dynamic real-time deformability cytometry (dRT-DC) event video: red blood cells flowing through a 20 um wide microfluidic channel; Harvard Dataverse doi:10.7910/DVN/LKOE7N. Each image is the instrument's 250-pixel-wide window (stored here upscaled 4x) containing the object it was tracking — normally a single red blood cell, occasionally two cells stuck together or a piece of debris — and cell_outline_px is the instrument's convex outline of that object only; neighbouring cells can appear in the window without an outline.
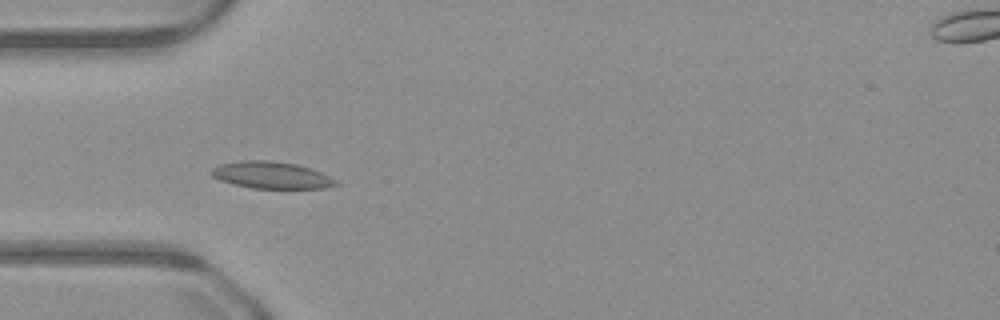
{"species": "common noctule bat (a hibernating species)", "species_latin": "Nyctalus noctula", "temperature_condition": "warm", "stored_images_in_passage": 50, "camera_frame_rate_fps": 3000, "um_per_image_px": 0.085, "animal": {"sex": "male", "body_mass_g": 23.1, "forearm_length_mm": 52.7}, "frame": {"image": 1, "passage_image": 15, "time_ms": 4.667, "image_size_px": [1000, 320], "cell_outline_px": [[340, 184], [324, 188], [252, 188], [232, 184], [220, 180], [212, 176], [208, 172], [212, 168], [220, 164], [240, 160], [272, 160], [296, 164], [320, 172], [336, 180]], "centroid_in_image_um": [23.02, 14.88], "position_along_channel_um": 62.0, "area_um2": 19.54}}
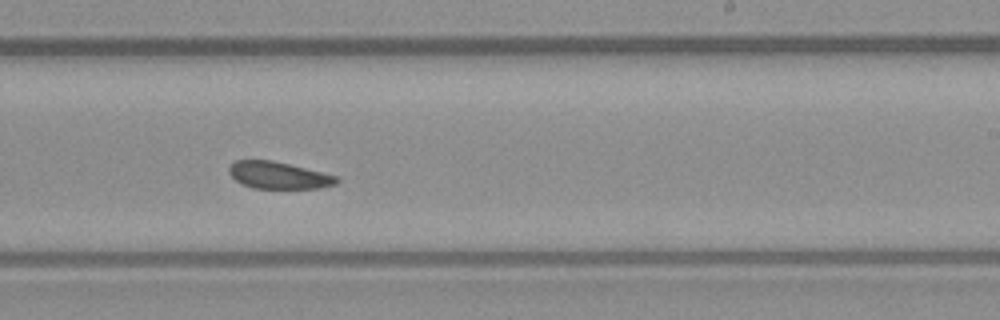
{"frame": {"image": 2, "passage_image": 30, "time_ms": 9.667, "image_size_px": [1000, 320], "cell_outline_px": [[340, 180], [336, 184], [320, 188], [252, 188], [236, 180], [228, 172], [228, 168], [236, 160], [272, 160], [340, 176]], "centroid_in_image_um": [23.72, 14.9], "position_along_channel_um": 265.3, "area_um2": 16.94}}
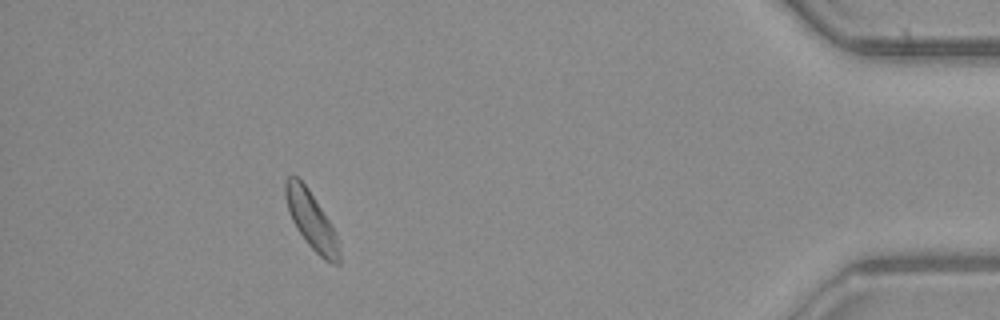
{"frame": {"image": 3, "passage_image": 45, "time_ms": 14.667, "image_size_px": [1000, 320], "cell_outline_px": [[340, 264], [332, 264], [324, 260], [308, 244], [296, 228], [292, 220], [288, 208], [284, 192], [284, 180], [288, 176], [296, 176], [308, 188], [332, 224], [336, 236], [340, 252]], "centroid_in_image_um": [26.46, 18.73], "position_along_channel_um": 408.7, "area_um2": 17.92}}